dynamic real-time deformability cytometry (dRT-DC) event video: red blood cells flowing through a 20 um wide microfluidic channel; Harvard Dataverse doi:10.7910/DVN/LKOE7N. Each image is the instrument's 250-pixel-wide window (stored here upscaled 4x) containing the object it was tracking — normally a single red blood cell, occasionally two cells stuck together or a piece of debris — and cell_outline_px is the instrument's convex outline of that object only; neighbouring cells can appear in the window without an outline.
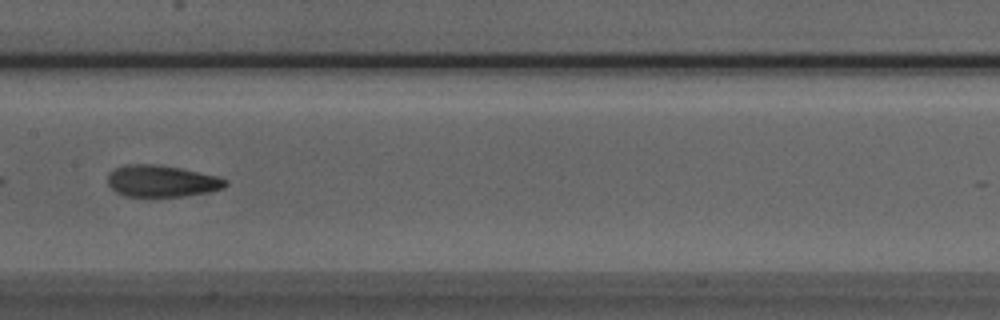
{"species": "Egyptian fruit bat (a non-hibernating species)", "species_latin": "Rousettus aegyptiacus", "temperature_condition": "room temperature", "stored_images_in_passage": 34, "camera_frame_rate_fps": 3000, "um_per_image_px": 0.085, "animal": {"sex": "male"}, "frame": {"image": 1, "passage_image": 25, "time_ms": 8.0, "image_size_px": [1000, 320], "cell_outline_px": [[228, 184], [224, 188], [208, 192], [184, 196], [124, 196], [116, 192], [108, 184], [108, 176], [116, 168], [124, 164], [156, 164], [180, 168], [220, 176], [228, 180]], "centroid_in_image_um": [13.79, 15.39], "position_along_channel_um": 193.6, "area_um2": 21.79}}